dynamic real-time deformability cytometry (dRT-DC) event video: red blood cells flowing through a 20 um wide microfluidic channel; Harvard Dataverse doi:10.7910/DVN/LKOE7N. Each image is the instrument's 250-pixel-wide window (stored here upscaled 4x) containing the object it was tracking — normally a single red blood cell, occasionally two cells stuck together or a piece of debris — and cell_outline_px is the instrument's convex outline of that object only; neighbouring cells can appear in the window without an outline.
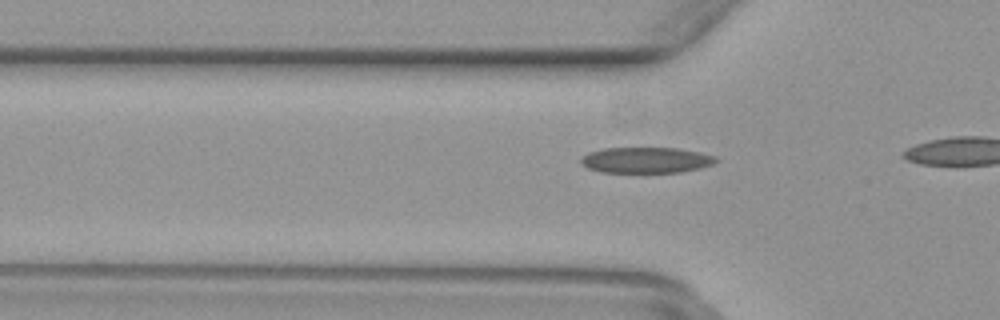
{"species": "common noctule bat (a hibernating species)", "species_latin": "Nyctalus noctula", "temperature_condition": "warm", "stored_images_in_passage": 13, "camera_frame_rate_fps": 3000, "um_per_image_px": 0.085, "animal": {"sex": "female", "body_mass_g": 29.2, "forearm_length_mm": 56.3}, "frame": {"image": 1, "passage_image": 10, "time_ms": 3.0, "image_size_px": [1000, 320], "cell_outline_px": [[720, 160], [712, 164], [700, 168], [680, 172], [644, 176], [600, 172], [588, 168], [580, 164], [580, 160], [588, 152], [604, 148], [676, 148], [700, 152], [716, 156]], "centroid_in_image_um": [54.9, 13.67], "position_along_channel_um": 70.9, "area_um2": 21.5}}